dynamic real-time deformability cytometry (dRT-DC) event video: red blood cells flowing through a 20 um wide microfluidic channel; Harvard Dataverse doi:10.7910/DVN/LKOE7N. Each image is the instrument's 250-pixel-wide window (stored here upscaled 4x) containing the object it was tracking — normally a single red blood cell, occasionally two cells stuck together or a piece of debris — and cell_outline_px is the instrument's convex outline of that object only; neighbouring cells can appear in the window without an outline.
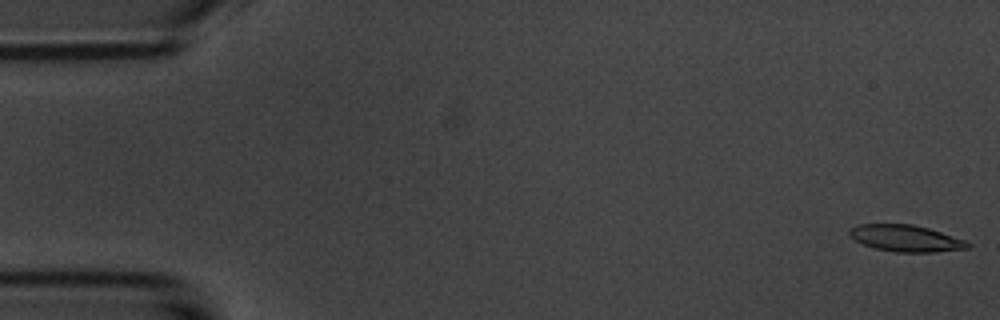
{"species": "common noctule bat (a hibernating species)", "species_latin": "Nyctalus noctula", "temperature_condition": "room temperature", "stored_images_in_passage": 6, "segment_of_instrument_passage": [1, 2], "camera_frame_rate_fps": 3000, "um_per_image_px": 0.085, "animal": {"sex": "male", "body_mass_g": 20.1, "forearm_length_mm": 53.5}, "frame": {"image": 1, "passage_image": 1, "time_ms": 0.0, "image_size_px": [1000, 320], "cell_outline_px": [[972, 244], [968, 248], [932, 252], [896, 252], [876, 248], [864, 244], [848, 236], [848, 232], [856, 224], [912, 224], [928, 228], [964, 240]], "centroid_in_image_um": [76.97, 20.25], "position_along_channel_um": 8.0, "area_um2": 18.09}}